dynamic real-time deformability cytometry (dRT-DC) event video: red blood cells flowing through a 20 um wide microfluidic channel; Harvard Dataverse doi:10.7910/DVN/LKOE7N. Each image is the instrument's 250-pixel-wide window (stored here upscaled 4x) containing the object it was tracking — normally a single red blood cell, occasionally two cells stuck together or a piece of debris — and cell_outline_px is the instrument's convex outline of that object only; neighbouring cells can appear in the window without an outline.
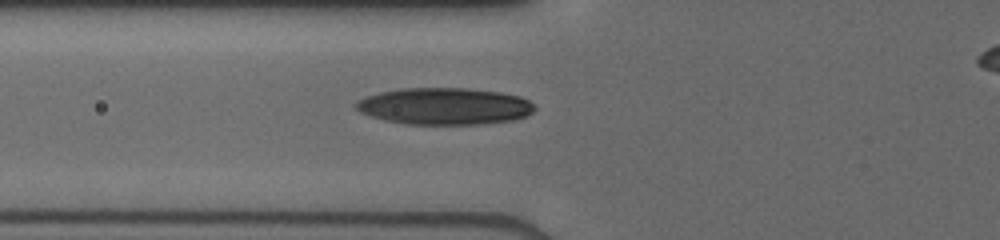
{"species": "human", "species_latin": "Homo sapiens", "temperature_condition": "cold", "stored_images_in_passage": 34, "camera_frame_rate_fps": 3000, "um_per_image_px": 0.085, "donor": {"sex": "male"}, "frame": {"image": 1, "passage_image": 2, "time_ms": 0.333, "image_size_px": [1000, 240], "cell_outline_px": [[536, 108], [528, 116], [512, 120], [480, 124], [408, 124], [384, 120], [368, 116], [360, 112], [356, 108], [356, 104], [360, 100], [368, 96], [380, 92], [404, 88], [464, 88], [500, 92], [520, 96], [528, 100]], "centroid_in_image_um": [37.8, 9.03], "position_along_channel_um": 88.0, "area_um2": 38.21}}
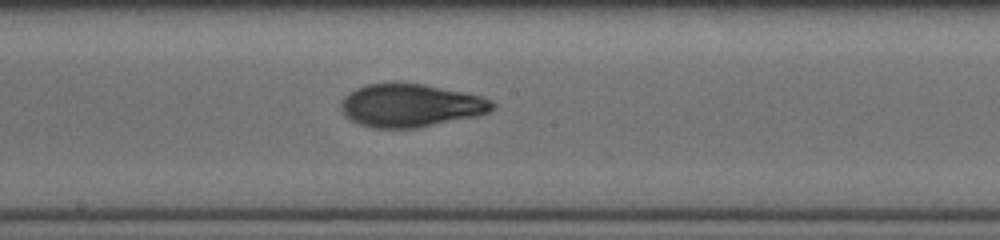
{"frame": {"image": 2, "passage_image": 12, "time_ms": 3.333, "image_size_px": [1000, 240], "cell_outline_px": [[496, 108], [488, 112], [476, 116], [416, 128], [372, 128], [360, 124], [344, 116], [340, 108], [340, 104], [344, 96], [348, 92], [356, 88], [368, 84], [424, 84], [464, 92], [480, 96], [492, 100], [496, 104]], "centroid_in_image_um": [34.9, 8.97], "position_along_channel_um": 213.3, "area_um2": 37.86}}
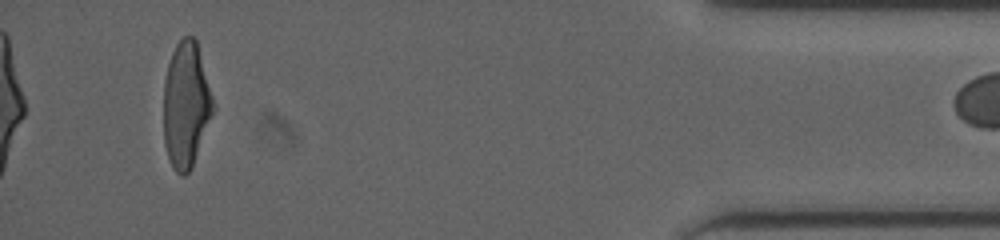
{"frame": {"image": 3, "passage_image": 33, "time_ms": 9.667, "image_size_px": [1000, 240], "cell_outline_px": [[216, 108], [192, 164], [188, 172], [184, 176], [180, 176], [172, 168], [164, 144], [164, 80], [168, 64], [172, 52], [176, 44], [184, 36], [192, 36], [196, 40]], "centroid_in_image_um": [15.81, 8.91], "position_along_channel_um": 419.4, "area_um2": 36.18}}